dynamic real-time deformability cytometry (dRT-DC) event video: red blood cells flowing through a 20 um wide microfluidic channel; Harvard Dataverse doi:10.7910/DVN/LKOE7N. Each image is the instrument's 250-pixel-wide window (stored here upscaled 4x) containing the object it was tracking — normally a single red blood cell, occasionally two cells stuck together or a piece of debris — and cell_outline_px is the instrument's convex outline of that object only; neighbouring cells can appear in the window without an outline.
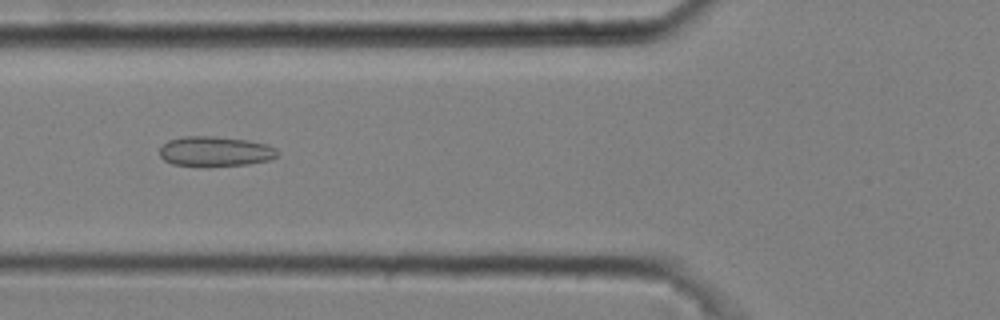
{"species": "common noctule bat (a hibernating species)", "species_latin": "Nyctalus noctula", "temperature_condition": "cold", "stored_images_in_passage": 13, "camera_frame_rate_fps": 3000, "um_per_image_px": 0.085, "animal": {"sex": "male", "body_mass_g": 20.4}, "frame": {"image": 1, "passage_image": 5, "time_ms": 1.333, "image_size_px": [1000, 320], "cell_outline_px": [[280, 152], [276, 156], [268, 160], [248, 164], [208, 168], [172, 164], [164, 160], [160, 156], [160, 148], [168, 140], [184, 136], [216, 136], [248, 140], [268, 144], [276, 148]], "centroid_in_image_um": [18.29, 12.89], "position_along_channel_um": 107.5, "area_um2": 21.15}}
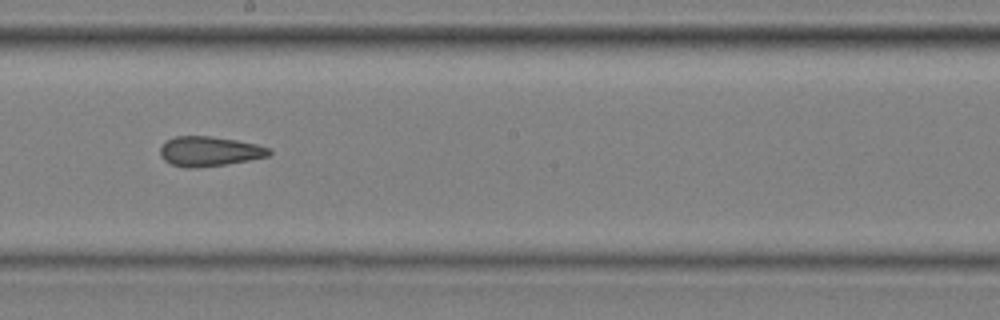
{"frame": {"image": 2, "passage_image": 8, "time_ms": 2.333, "image_size_px": [1000, 320], "cell_outline_px": [[272, 152], [268, 156], [248, 160], [224, 164], [196, 168], [184, 168], [172, 164], [164, 160], [160, 156], [160, 148], [168, 140], [176, 136], [208, 136], [236, 140], [256, 144], [268, 148]], "centroid_in_image_um": [17.77, 12.87], "position_along_channel_um": 230.4, "area_um2": 18.67}}
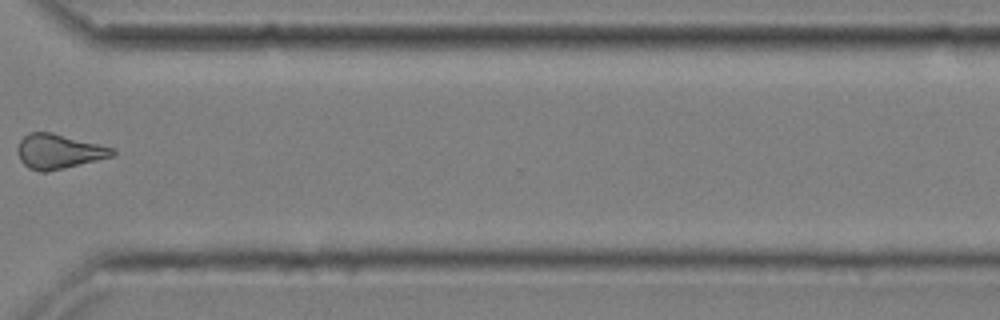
{"frame": {"image": 3, "passage_image": 11, "time_ms": 3.333, "image_size_px": [1000, 320], "cell_outline_px": [[116, 156], [48, 172], [40, 172], [28, 168], [20, 160], [16, 148], [20, 140], [28, 132], [52, 132], [116, 148]], "centroid_in_image_um": [5.02, 12.87], "position_along_channel_um": 365.6, "area_um2": 19.54}}